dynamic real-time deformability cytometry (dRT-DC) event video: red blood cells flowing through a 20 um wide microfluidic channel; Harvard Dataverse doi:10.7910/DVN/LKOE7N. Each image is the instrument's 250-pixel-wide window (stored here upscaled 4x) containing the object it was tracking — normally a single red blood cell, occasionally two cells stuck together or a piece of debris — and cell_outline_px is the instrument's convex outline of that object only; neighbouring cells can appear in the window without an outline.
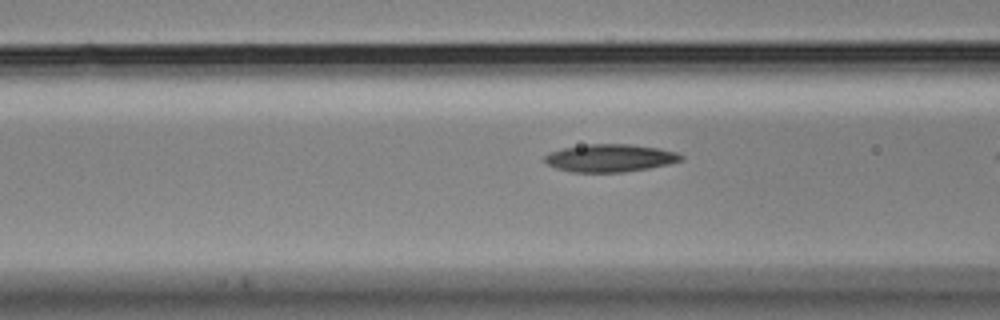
{"species": "Egyptian fruit bat (a non-hibernating species)", "species_latin": "Rousettus aegyptiacus", "temperature_condition": "cold", "stored_images_in_passage": 18, "camera_frame_rate_fps": 3000, "um_per_image_px": 0.085, "animal": {"sex": "male"}, "frame": {"image": 1, "passage_image": 16, "time_ms": 5.0, "image_size_px": [1000, 320], "cell_outline_px": [[684, 160], [668, 164], [648, 168], [624, 172], [572, 172], [556, 168], [548, 164], [544, 160], [544, 156], [548, 152], [564, 148], [588, 144], [628, 144], [660, 148], [676, 152], [684, 156]], "centroid_in_image_um": [51.86, 13.43], "position_along_channel_um": 114.7, "area_um2": 22.02}}